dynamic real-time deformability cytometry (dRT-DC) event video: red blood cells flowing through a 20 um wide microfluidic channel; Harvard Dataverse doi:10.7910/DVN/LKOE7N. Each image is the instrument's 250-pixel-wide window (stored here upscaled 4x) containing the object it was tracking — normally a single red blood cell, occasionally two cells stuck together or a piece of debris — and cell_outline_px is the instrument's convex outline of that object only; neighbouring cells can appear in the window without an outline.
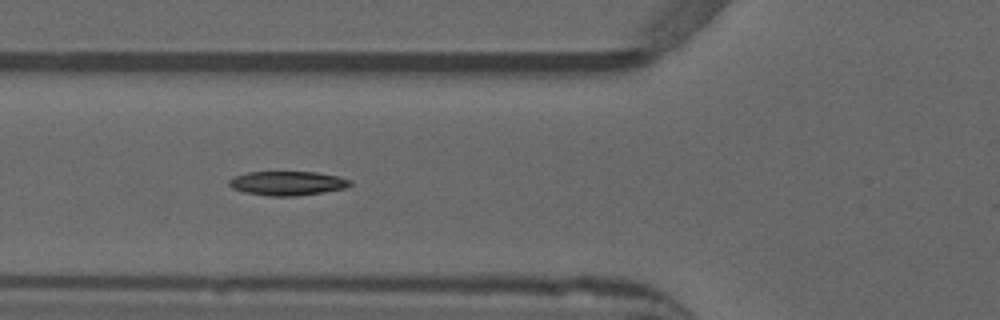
{"species": "common noctule bat (a hibernating species)", "species_latin": "Nyctalus noctula", "temperature_condition": "warm", "stored_images_in_passage": 40, "camera_frame_rate_fps": 3000, "um_per_image_px": 0.085, "animal": {"sex": "male", "forearm_length_mm": 52.5}, "frame": {"image": 1, "passage_image": 7, "time_ms": 2.0, "image_size_px": [1000, 320], "cell_outline_px": [[352, 184], [344, 188], [296, 196], [272, 196], [244, 192], [232, 188], [228, 184], [228, 180], [232, 176], [248, 172], [316, 172], [336, 176], [352, 180]], "centroid_in_image_um": [24.38, 15.57], "position_along_channel_um": 101.4, "area_um2": 16.94}, "authors_computed_cell_mechanics": {"area_um2": 16.9932, "velocity_mm_per_s": 3.8837, "shape_relaxation_time_tau1_ms": 9.0718, "shape_relaxation_time_tau2_ms": 2.8558, "deformation_change_tau1": 0.2568, "deformation_change_tau2": 0.0925}}